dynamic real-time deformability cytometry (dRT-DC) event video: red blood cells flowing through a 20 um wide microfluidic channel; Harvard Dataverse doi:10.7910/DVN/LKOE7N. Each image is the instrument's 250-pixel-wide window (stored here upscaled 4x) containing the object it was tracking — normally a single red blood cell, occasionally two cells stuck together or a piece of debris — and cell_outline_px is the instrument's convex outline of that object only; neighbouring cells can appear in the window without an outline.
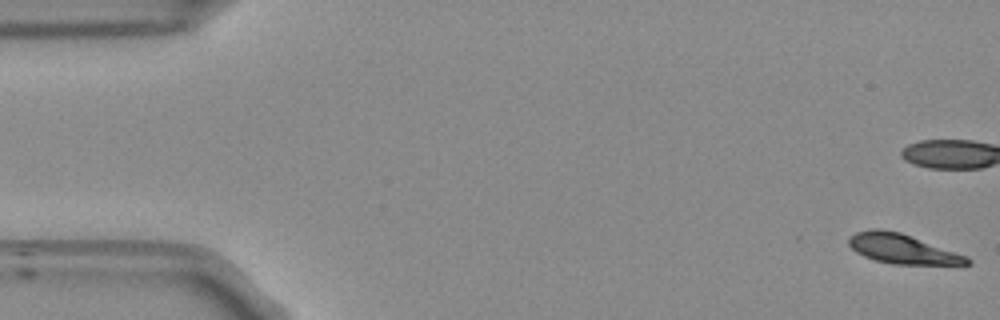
{"species": "Egyptian fruit bat (a non-hibernating species)", "species_latin": "Rousettus aegyptiacus", "temperature_condition": "room temperature", "stored_images_in_passage": 54, "camera_frame_rate_fps": 3000, "um_per_image_px": 0.085, "frame": {"image": 1, "passage_image": 1, "time_ms": 0.0, "image_size_px": [1000, 320], "cell_outline_px": [[972, 264], [892, 264], [876, 260], [864, 256], [856, 252], [848, 244], [848, 240], [856, 232], [872, 228], [880, 228], [900, 232], [968, 256], [972, 260]], "centroid_in_image_um": [76.71, 21.15], "position_along_channel_um": 8.3, "area_um2": 20.29}}
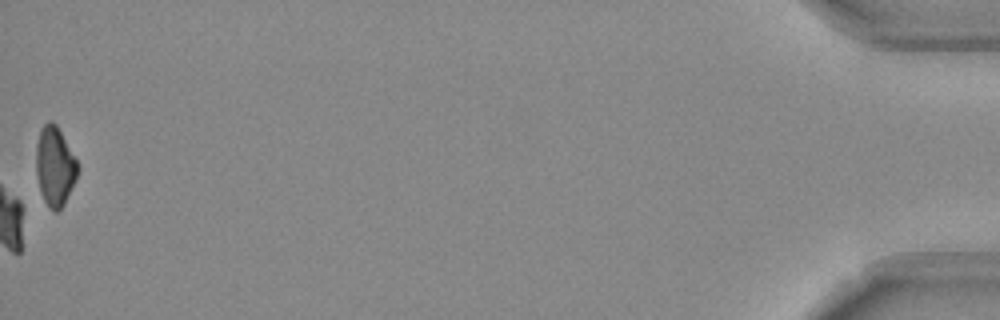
{"frame": {"image": 2, "passage_image": 54, "time_ms": 17.667, "image_size_px": [1000, 320], "cell_outline_px": [[80, 168], [76, 180], [64, 204], [56, 212], [48, 208], [40, 192], [36, 172], [36, 144], [40, 128], [48, 120], [52, 120], [56, 124], [76, 160]], "centroid_in_image_um": [4.65, 14.13], "position_along_channel_um": 430.5, "area_um2": 19.31}, "authors_computed_cell_mechanics": {"area_um2": 22.1663, "velocity_mm_per_s": 3.7993, "shape_relaxation_time_tau1_ms": 2.8062, "shape_relaxation_time_tau2_ms": null, "deformation_change_tau1": 0.122, "deformation_change_tau2": null}}